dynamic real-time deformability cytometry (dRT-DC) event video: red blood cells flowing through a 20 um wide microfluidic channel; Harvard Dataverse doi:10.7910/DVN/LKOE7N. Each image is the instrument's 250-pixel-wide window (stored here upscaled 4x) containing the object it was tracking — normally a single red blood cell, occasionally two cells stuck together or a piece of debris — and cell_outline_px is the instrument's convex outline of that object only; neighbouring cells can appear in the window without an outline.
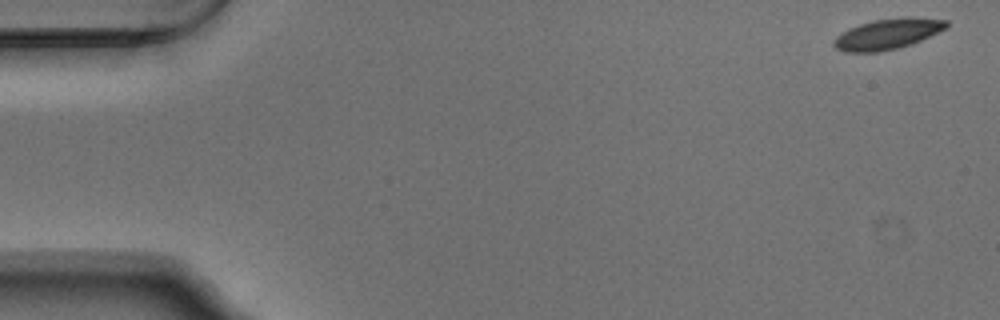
{"species": "Egyptian fruit bat (a non-hibernating species)", "species_latin": "Rousettus aegyptiacus", "temperature_condition": "warm", "stored_images_in_passage": 53, "camera_frame_rate_fps": 3000, "um_per_image_px": 0.085, "animal": {"sex": "male"}, "frame": {"image": 1, "passage_image": 1, "time_ms": 0.0, "image_size_px": [1000, 320], "cell_outline_px": [[948, 28], [920, 40], [896, 48], [880, 52], [844, 52], [836, 48], [832, 44], [832, 40], [836, 36], [848, 28], [872, 20], [904, 16], [912, 16], [948, 20]], "centroid_in_image_um": [75.43, 2.87], "position_along_channel_um": 9.6, "area_um2": 20.23}}
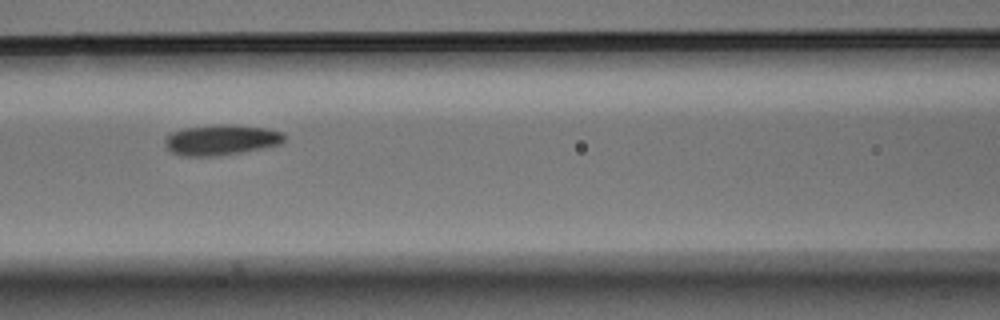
{"frame": {"image": 2, "passage_image": 23, "time_ms": 7.333, "image_size_px": [1000, 320], "cell_outline_px": [[284, 140], [280, 144], [264, 148], [220, 156], [180, 156], [172, 152], [164, 144], [164, 140], [172, 132], [184, 128], [220, 124], [232, 124], [264, 128], [284, 132]], "centroid_in_image_um": [18.8, 11.9], "position_along_channel_um": 147.8, "area_um2": 21.27}}
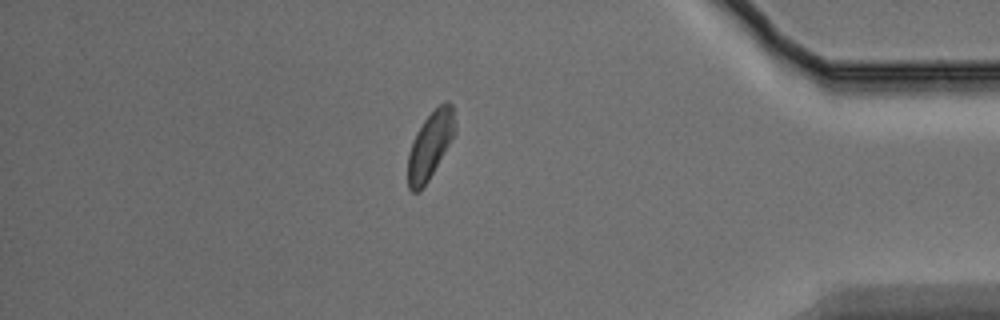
{"frame": {"image": 3, "passage_image": 46, "time_ms": 15.0, "image_size_px": [1000, 320], "cell_outline_px": [[456, 132], [428, 180], [420, 192], [412, 192], [408, 188], [408, 152], [416, 132], [424, 120], [444, 100], [448, 100], [452, 104], [456, 128]], "centroid_in_image_um": [36.56, 12.33], "position_along_channel_um": 398.6, "area_um2": 18.32}, "authors_computed_cell_mechanics": {"area_um2": 19.941, "velocity_mm_per_s": 3.7172, "shape_relaxation_time_tau1_ms": 2.6015, "shape_relaxation_time_tau2_ms": 5.4924, "deformation_change_tau1": 0.0867, "deformation_change_tau2": 0.091}}